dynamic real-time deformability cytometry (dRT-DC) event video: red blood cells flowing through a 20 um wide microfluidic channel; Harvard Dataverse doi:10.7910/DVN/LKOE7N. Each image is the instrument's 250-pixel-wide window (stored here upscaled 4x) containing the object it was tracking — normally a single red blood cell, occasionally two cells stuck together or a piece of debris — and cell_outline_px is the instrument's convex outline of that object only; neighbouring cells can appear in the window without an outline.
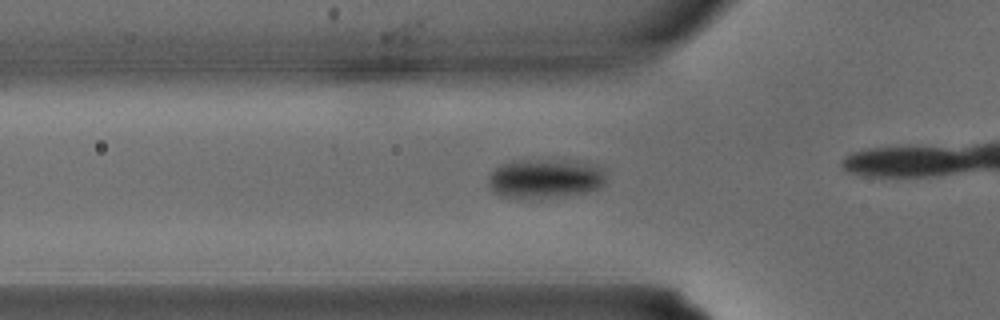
{"species": "common noctule bat (a hibernating species)", "species_latin": "Nyctalus noctula", "temperature_condition": "warm", "stored_images_in_passage": 23, "camera_frame_rate_fps": 3000, "um_per_image_px": 0.085, "animal": {"sex": "male", "body_mass_g": 15.6}, "frame": {"image": 1, "passage_image": 7, "time_ms": 2.0, "image_size_px": [1000, 320], "cell_outline_px": [[604, 184], [600, 188], [588, 192], [540, 200], [516, 200], [500, 196], [488, 184], [488, 176], [500, 164], [512, 160], [588, 160], [600, 164], [604, 168]], "centroid_in_image_um": [46.38, 15.19], "position_along_channel_um": 79.4, "area_um2": 28.38}}
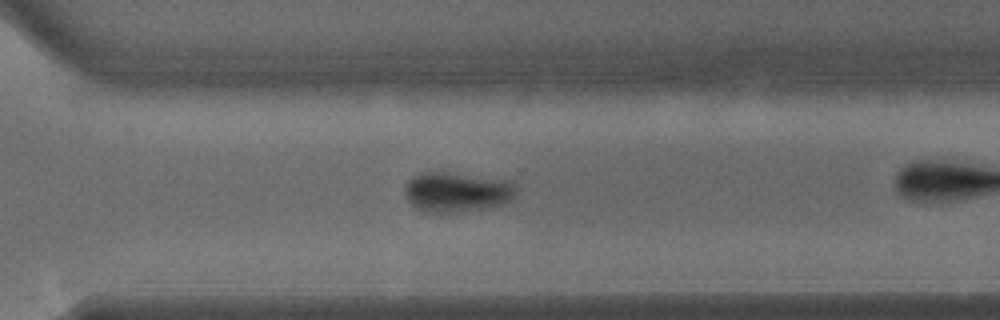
{"frame": {"image": 2, "passage_image": 20, "time_ms": 6.333, "image_size_px": [1000, 320], "cell_outline_px": [[516, 188], [512, 196], [504, 204], [456, 212], [428, 212], [416, 208], [404, 196], [404, 184], [412, 176], [420, 172], [448, 172], [512, 180]], "centroid_in_image_um": [38.78, 16.29], "position_along_channel_um": 331.8, "area_um2": 25.89}}